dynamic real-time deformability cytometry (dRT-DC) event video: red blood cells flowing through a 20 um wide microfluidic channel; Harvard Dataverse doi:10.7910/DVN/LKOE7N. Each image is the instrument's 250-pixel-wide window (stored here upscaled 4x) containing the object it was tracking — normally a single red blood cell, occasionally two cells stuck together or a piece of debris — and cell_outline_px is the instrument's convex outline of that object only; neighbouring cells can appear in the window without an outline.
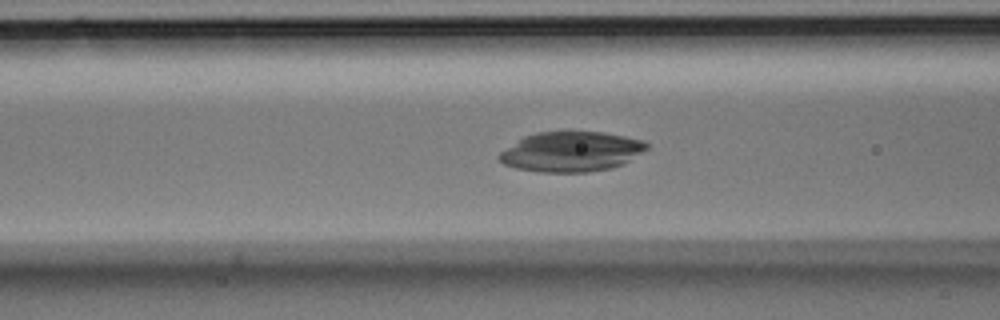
{"species": "Egyptian fruit bat (a non-hibernating species)", "species_latin": "Rousettus aegyptiacus", "temperature_condition": "room temperature", "stored_images_in_passage": 38, "camera_frame_rate_fps": 3000, "um_per_image_px": 0.085, "animal": {"sex": "male"}, "frame": {"image": 1, "passage_image": 17, "time_ms": 5.333, "image_size_px": [1000, 320], "cell_outline_px": [[648, 148], [624, 164], [612, 168], [588, 172], [540, 172], [516, 168], [504, 164], [496, 156], [500, 152], [524, 136], [536, 132], [564, 128], [568, 128], [604, 132], [644, 140], [648, 144]], "centroid_in_image_um": [48.56, 12.84], "position_along_channel_um": 118.0, "area_um2": 35.43}}
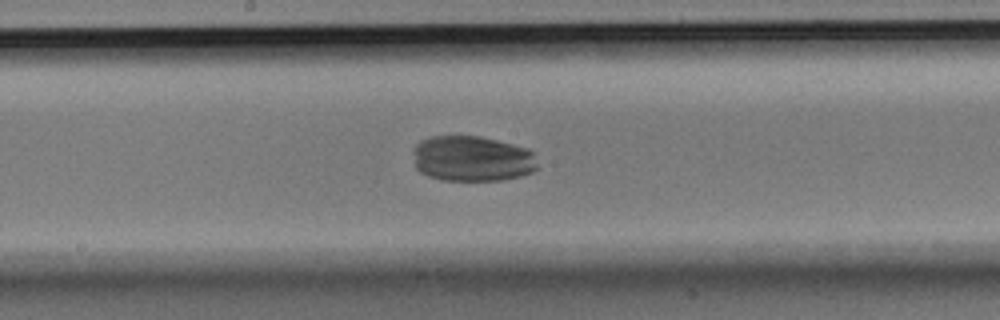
{"frame": {"image": 2, "passage_image": 23, "time_ms": 7.333, "image_size_px": [1000, 320], "cell_outline_px": [[536, 168], [532, 172], [520, 176], [504, 180], [440, 180], [428, 176], [420, 172], [416, 168], [416, 144], [420, 140], [432, 136], [480, 136], [528, 148], [532, 152], [536, 164]], "centroid_in_image_um": [40.14, 13.49], "position_along_channel_um": 208.1, "area_um2": 32.83}}
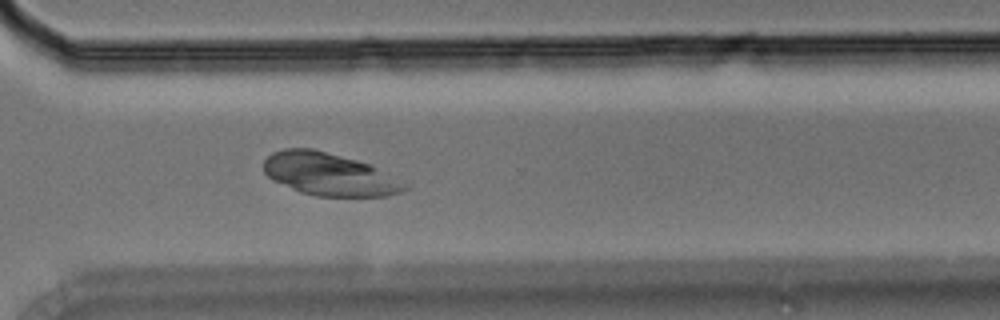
{"frame": {"image": 3, "passage_image": 32, "time_ms": 10.333, "image_size_px": [1000, 320], "cell_outline_px": [[408, 188], [400, 192], [388, 196], [316, 196], [300, 192], [272, 180], [264, 172], [264, 160], [272, 152], [284, 148], [312, 148], [356, 160], [368, 164], [408, 184]], "centroid_in_image_um": [27.95, 14.82], "position_along_channel_um": 342.7, "area_um2": 34.74}}